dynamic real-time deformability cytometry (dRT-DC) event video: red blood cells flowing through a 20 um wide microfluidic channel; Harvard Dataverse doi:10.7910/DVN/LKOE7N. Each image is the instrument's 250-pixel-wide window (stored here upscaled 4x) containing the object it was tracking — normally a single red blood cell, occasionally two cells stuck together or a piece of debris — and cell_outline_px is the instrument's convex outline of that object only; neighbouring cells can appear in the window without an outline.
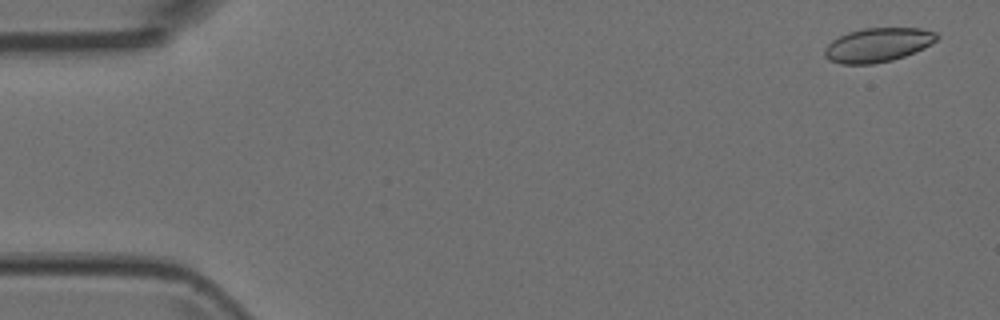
{"species": "Egyptian fruit bat (a non-hibernating species)", "species_latin": "Rousettus aegyptiacus", "temperature_condition": "room temperature", "stored_images_in_passage": 8, "camera_frame_rate_fps": 3000, "um_per_image_px": 0.085, "animal": {"sex": "female"}, "frame": {"image": 1, "passage_image": 1, "time_ms": 0.0, "image_size_px": [1000, 320], "cell_outline_px": [[940, 36], [932, 44], [924, 48], [904, 56], [892, 60], [872, 64], [840, 64], [828, 60], [824, 56], [824, 48], [832, 40], [848, 32], [864, 28], [920, 28], [936, 32]], "centroid_in_image_um": [74.61, 3.82], "position_along_channel_um": 10.4, "area_um2": 22.37}}
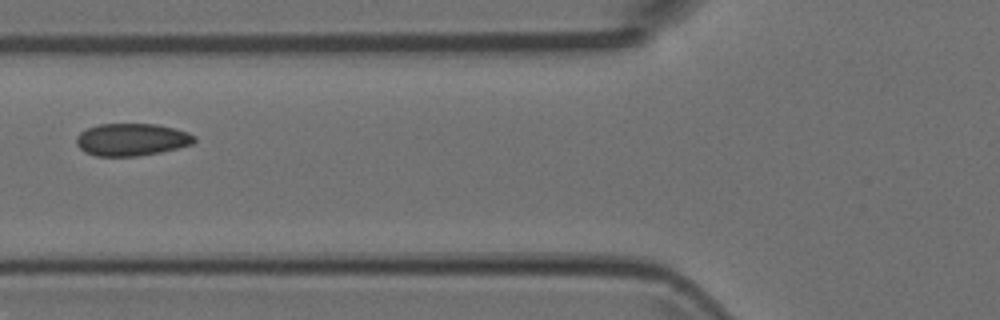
{"frame": {"image": 2, "passage_image": 6, "time_ms": 1.667, "image_size_px": [1000, 320], "cell_outline_px": [[196, 140], [192, 144], [160, 152], [140, 156], [96, 156], [84, 152], [76, 144], [76, 136], [80, 132], [88, 128], [100, 124], [156, 124], [188, 132], [196, 136]], "centroid_in_image_um": [11.17, 11.87], "position_along_channel_um": 114.6, "area_um2": 22.25}}
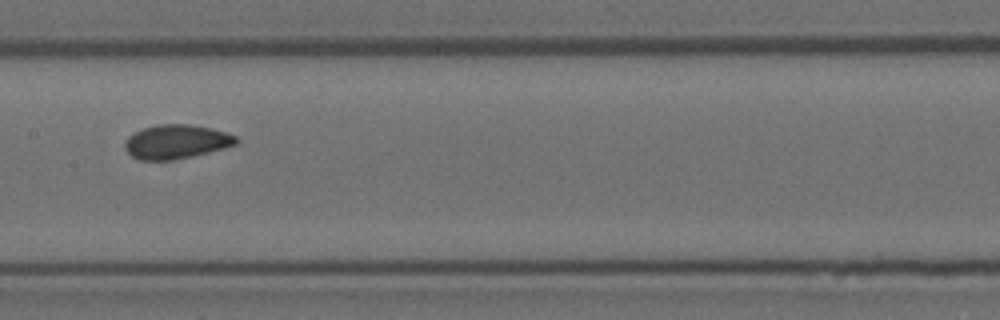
{"frame": {"image": 3, "passage_image": 8, "time_ms": 2.333, "image_size_px": [1000, 320], "cell_outline_px": [[240, 140], [236, 144], [224, 148], [192, 156], [172, 160], [140, 160], [132, 156], [124, 148], [124, 144], [128, 136], [144, 128], [156, 124], [188, 124], [212, 128], [228, 132], [236, 136]], "centroid_in_image_um": [15.0, 12.04], "position_along_channel_um": 192.4, "area_um2": 22.14}}